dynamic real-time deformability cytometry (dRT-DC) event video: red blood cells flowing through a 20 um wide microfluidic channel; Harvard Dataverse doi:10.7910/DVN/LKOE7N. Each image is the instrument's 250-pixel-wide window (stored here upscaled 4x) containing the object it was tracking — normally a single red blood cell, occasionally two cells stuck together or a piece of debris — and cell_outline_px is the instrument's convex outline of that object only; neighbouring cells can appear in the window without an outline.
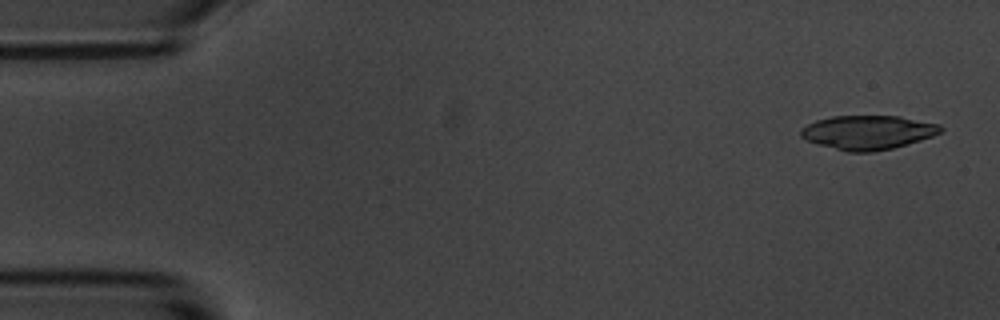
{"species": "common noctule bat (a hibernating species)", "species_latin": "Nyctalus noctula", "temperature_condition": "room temperature", "stored_images_in_passage": 4, "camera_frame_rate_fps": 3000, "um_per_image_px": 0.085, "animal": {"sex": "male", "body_mass_g": 20.1, "forearm_length_mm": 53.5}, "frame": {"image": 1, "passage_image": 1, "time_ms": 0.0, "image_size_px": [1000, 320], "cell_outline_px": [[944, 128], [940, 132], [932, 136], [920, 140], [892, 148], [872, 152], [848, 152], [816, 144], [804, 140], [800, 136], [800, 128], [816, 120], [832, 116], [900, 116], [940, 124]], "centroid_in_image_um": [73.73, 11.25], "position_along_channel_um": 11.3, "area_um2": 27.86}}